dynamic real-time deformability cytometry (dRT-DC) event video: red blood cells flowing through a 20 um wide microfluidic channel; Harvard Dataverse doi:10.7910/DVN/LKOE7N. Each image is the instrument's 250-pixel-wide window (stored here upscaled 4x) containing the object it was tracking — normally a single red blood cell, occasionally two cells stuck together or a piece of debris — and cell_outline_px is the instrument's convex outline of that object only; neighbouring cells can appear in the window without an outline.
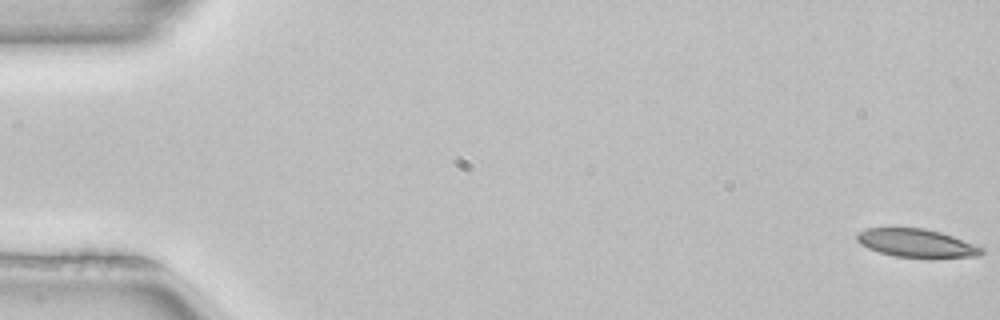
{"species": "common noctule bat (a hibernating species)", "species_latin": "Nyctalus noctula", "temperature_condition": "room temperature", "stored_images_in_passage": 52, "camera_frame_rate_fps": 3000, "um_per_image_px": 0.085, "animal": {"sex": "female", "body_mass_g": 22.7, "forearm_length_mm": 54.2}, "frame": {"image": 1, "passage_image": 1, "time_ms": 0.0, "image_size_px": [1000, 320], "cell_outline_px": [[984, 252], [980, 256], [896, 256], [880, 252], [868, 248], [860, 244], [856, 240], [856, 236], [860, 232], [868, 228], [924, 228], [940, 232], [952, 236], [984, 248]], "centroid_in_image_um": [77.87, 20.64], "position_along_channel_um": 7.1, "area_um2": 19.83}}
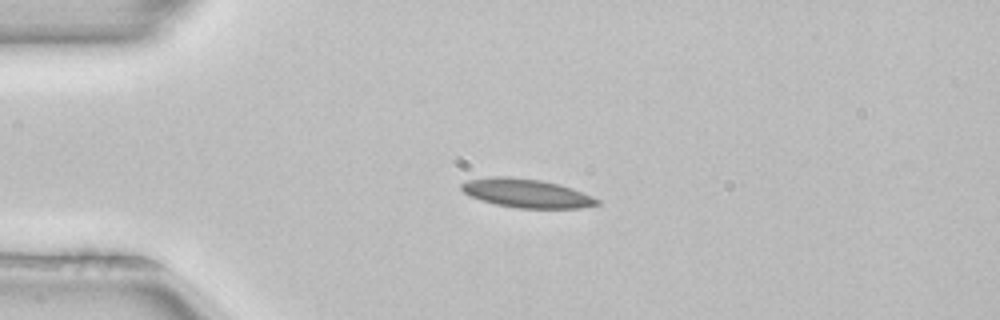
{"frame": {"image": 2, "passage_image": 13, "time_ms": 4.0, "image_size_px": [1000, 320], "cell_outline_px": [[600, 204], [580, 208], [516, 208], [496, 204], [480, 200], [464, 192], [460, 188], [460, 184], [468, 180], [496, 176], [504, 176], [540, 180], [560, 184], [572, 188], [592, 196], [600, 200]], "centroid_in_image_um": [44.77, 16.43], "position_along_channel_um": 40.2, "area_um2": 22.6}}
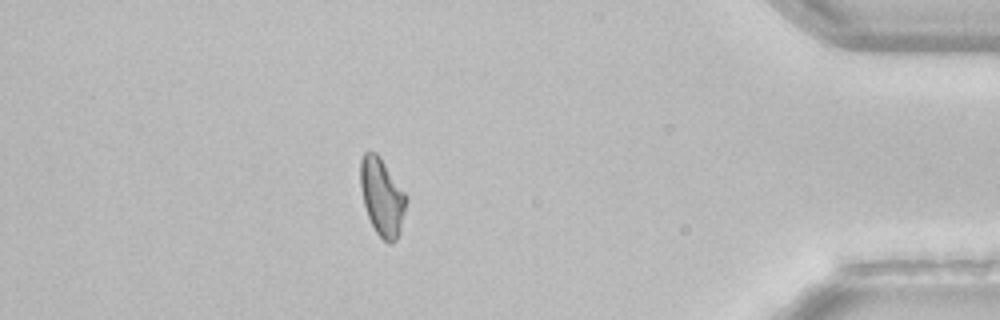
{"frame": {"image": 3, "passage_image": 46, "time_ms": 15.0, "image_size_px": [1000, 320], "cell_outline_px": [[408, 200], [400, 232], [396, 240], [392, 244], [388, 244], [376, 232], [368, 216], [364, 204], [360, 188], [360, 160], [364, 152], [376, 152], [380, 156], [408, 196]], "centroid_in_image_um": [32.49, 16.73], "position_along_channel_um": 402.7, "area_um2": 20.92}, "authors_computed_cell_mechanics": {"area_um2": 21.6172, "velocity_mm_per_s": 3.9828, "shape_relaxation_time_tau1_ms": null, "shape_relaxation_time_tau2_ms": 5.6329, "deformation_change_tau1": null, "deformation_change_tau2": 0.1159}}